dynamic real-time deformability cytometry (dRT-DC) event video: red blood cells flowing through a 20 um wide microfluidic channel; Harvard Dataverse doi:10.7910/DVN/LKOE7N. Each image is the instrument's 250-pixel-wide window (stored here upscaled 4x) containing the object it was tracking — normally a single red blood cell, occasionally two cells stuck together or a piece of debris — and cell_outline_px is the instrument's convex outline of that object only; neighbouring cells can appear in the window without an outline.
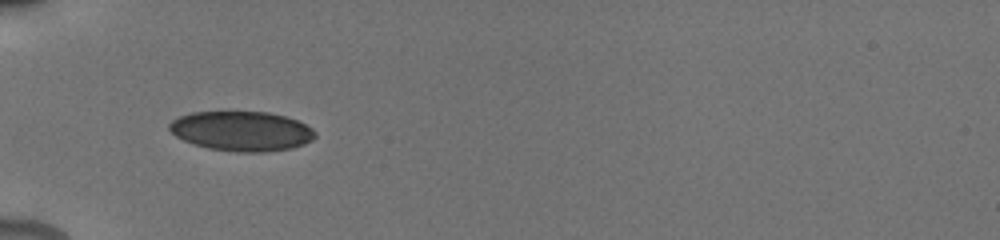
{"species": "human", "species_latin": "Homo sapiens", "temperature_condition": "cold", "stored_images_in_passage": 50, "camera_frame_rate_fps": 3000, "um_per_image_px": 0.085, "donor": {"sex": "male"}, "frame": {"image": 1, "passage_image": 1, "time_ms": 0.0, "image_size_px": [1000, 240], "cell_outline_px": [[316, 136], [312, 140], [304, 144], [292, 148], [264, 152], [236, 152], [208, 148], [184, 140], [176, 136], [168, 128], [168, 124], [172, 120], [180, 116], [192, 112], [268, 112], [284, 116], [296, 120], [312, 128], [316, 132]], "centroid_in_image_um": [20.55, 11.14], "position_along_channel_um": 64.5, "area_um2": 33.64}}
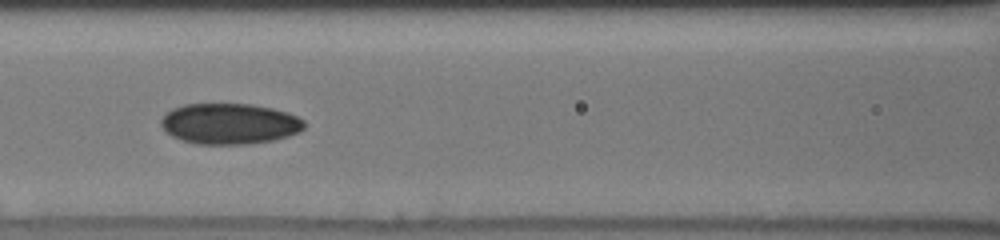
{"frame": {"image": 2, "passage_image": 12, "time_ms": 2.333, "image_size_px": [1000, 240], "cell_outline_px": [[304, 128], [300, 132], [288, 136], [272, 140], [248, 144], [196, 144], [172, 136], [160, 124], [160, 120], [172, 108], [184, 104], [252, 104], [272, 108], [288, 112], [304, 120]], "centroid_in_image_um": [19.53, 10.51], "position_along_channel_um": 147.1, "area_um2": 33.99}}
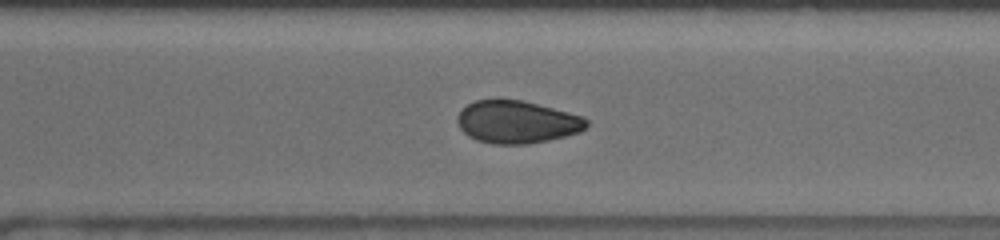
{"frame": {"image": 3, "passage_image": 35, "time_ms": 7.0, "image_size_px": [1000, 240], "cell_outline_px": [[588, 124], [580, 132], [548, 140], [528, 144], [492, 144], [476, 140], [468, 136], [460, 128], [456, 120], [460, 112], [468, 104], [476, 100], [496, 96], [524, 100], [584, 116], [588, 120]], "centroid_in_image_um": [43.92, 10.33], "position_along_channel_um": 326.7, "area_um2": 32.71}, "authors_computed_cell_mechanics": {"area_um2": 33.7841, "velocity_mm_per_s": 3.8558, "shape_relaxation_time_tau1_ms": null, "shape_relaxation_time_tau2_ms": 4.0446, "deformation_change_tau1": null, "deformation_change_tau2": 0.0682}}